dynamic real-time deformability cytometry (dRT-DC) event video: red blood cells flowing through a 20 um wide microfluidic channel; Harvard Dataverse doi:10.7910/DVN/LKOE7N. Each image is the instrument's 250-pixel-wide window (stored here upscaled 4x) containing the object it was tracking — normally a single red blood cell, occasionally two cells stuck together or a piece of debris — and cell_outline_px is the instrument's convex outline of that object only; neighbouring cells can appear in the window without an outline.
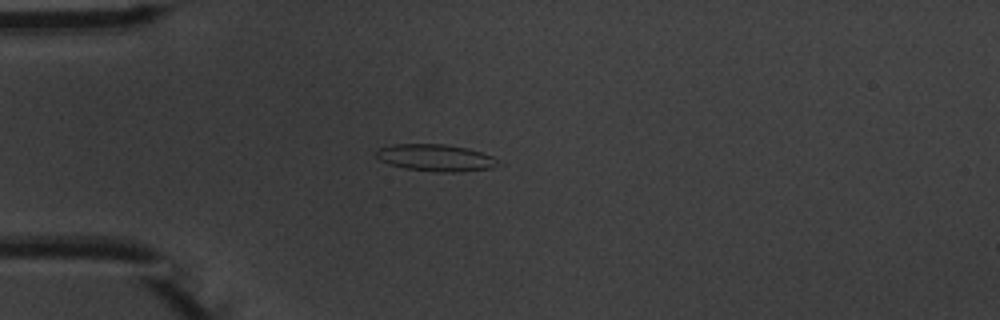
{"species": "common noctule bat (a hibernating species)", "species_latin": "Nyctalus noctula", "temperature_condition": "warm", "stored_images_in_passage": 4, "camera_frame_rate_fps": 3000, "um_per_image_px": 0.085, "animal": {"sex": "male", "body_mass_g": 20.1, "forearm_length_mm": 53.5}, "frame": {"image": 1, "passage_image": 4, "time_ms": 3.667, "image_size_px": [1000, 320], "cell_outline_px": [[504, 164], [492, 168], [456, 172], [432, 172], [404, 168], [388, 164], [380, 160], [376, 156], [376, 152], [380, 148], [392, 144], [444, 144], [468, 148], [492, 156]], "centroid_in_image_um": [37.06, 13.42], "position_along_channel_um": 47.9, "area_um2": 19.31}}